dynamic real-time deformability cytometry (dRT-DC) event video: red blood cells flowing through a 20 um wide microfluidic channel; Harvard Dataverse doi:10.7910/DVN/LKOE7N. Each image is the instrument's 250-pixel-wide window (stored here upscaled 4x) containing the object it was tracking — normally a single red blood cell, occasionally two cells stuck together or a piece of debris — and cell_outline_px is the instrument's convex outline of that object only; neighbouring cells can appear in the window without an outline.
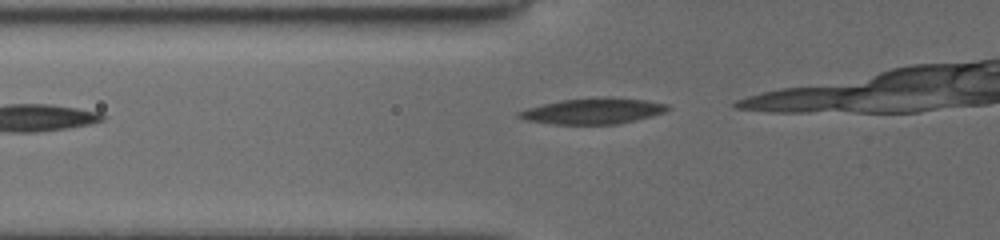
{"species": "common noctule bat (a hibernating species)", "species_latin": "Nyctalus noctula", "temperature_condition": "cold", "stored_images_in_passage": 5, "camera_frame_rate_fps": 3000, "um_per_image_px": 0.085, "animal": {"sex": "female", "body_mass_g": 19.5, "forearm_length_mm": 54.1}, "frame": {"image": 1, "passage_image": 2, "time_ms": 0.333, "image_size_px": [1000, 240], "cell_outline_px": [[672, 108], [664, 112], [652, 116], [616, 124], [556, 124], [528, 120], [516, 116], [516, 112], [528, 108], [560, 100], [608, 96], [644, 100], [668, 104]], "centroid_in_image_um": [50.44, 9.42], "position_along_channel_um": 75.4, "area_um2": 22.31}}